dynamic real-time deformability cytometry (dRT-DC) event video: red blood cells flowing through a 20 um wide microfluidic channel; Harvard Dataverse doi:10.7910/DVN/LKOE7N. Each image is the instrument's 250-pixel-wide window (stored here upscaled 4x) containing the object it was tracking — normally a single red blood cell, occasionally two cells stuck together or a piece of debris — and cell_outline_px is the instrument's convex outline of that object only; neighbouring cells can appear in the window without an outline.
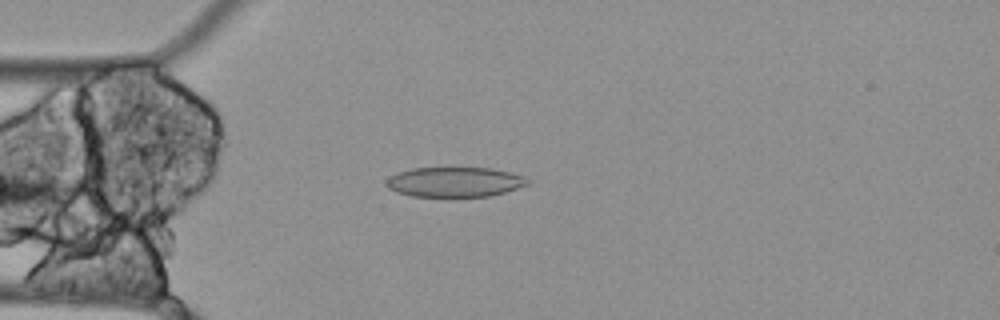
{"species": "Egyptian fruit bat (a non-hibernating species)", "species_latin": "Rousettus aegyptiacus", "temperature_condition": "cold", "stored_images_in_passage": 5, "camera_frame_rate_fps": 3000, "um_per_image_px": 0.085, "animal": {"sex": "female"}, "frame": {"image": 1, "passage_image": 5, "time_ms": 1.333, "image_size_px": [1000, 320], "cell_outline_px": [[532, 180], [528, 184], [504, 192], [488, 196], [448, 200], [412, 196], [396, 192], [388, 188], [384, 184], [384, 180], [388, 176], [412, 168], [452, 164], [492, 168], [524, 176]], "centroid_in_image_um": [38.58, 15.46], "position_along_channel_um": 46.4, "area_um2": 26.82}}